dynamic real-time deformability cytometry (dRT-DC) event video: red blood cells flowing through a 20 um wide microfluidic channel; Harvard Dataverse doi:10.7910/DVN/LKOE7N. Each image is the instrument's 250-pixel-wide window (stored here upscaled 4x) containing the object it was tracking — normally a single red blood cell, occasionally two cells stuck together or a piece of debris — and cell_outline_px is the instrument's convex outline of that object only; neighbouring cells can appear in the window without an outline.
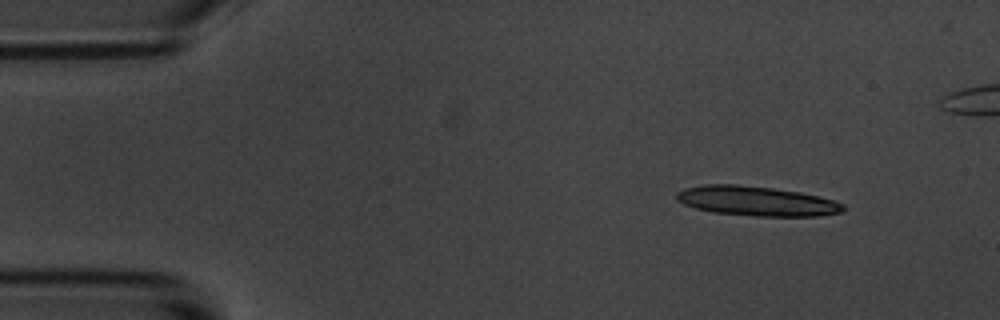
{"species": "common noctule bat (a hibernating species)", "species_latin": "Nyctalus noctula", "temperature_condition": "room temperature", "stored_images_in_passage": 4, "camera_frame_rate_fps": 3000, "um_per_image_px": 0.085, "animal": {"sex": "male", "body_mass_g": 20.1, "forearm_length_mm": 53.5}, "frame": {"image": 1, "passage_image": 1, "time_ms": 0.0, "image_size_px": [1000, 320], "cell_outline_px": [[848, 208], [844, 212], [816, 216], [756, 216], [712, 212], [696, 208], [684, 204], [676, 200], [676, 192], [684, 188], [704, 184], [736, 184], [772, 188], [800, 192], [820, 196], [836, 200], [844, 204]], "centroid_in_image_um": [64.35, 17.09], "position_along_channel_um": 20.7, "area_um2": 29.07}}